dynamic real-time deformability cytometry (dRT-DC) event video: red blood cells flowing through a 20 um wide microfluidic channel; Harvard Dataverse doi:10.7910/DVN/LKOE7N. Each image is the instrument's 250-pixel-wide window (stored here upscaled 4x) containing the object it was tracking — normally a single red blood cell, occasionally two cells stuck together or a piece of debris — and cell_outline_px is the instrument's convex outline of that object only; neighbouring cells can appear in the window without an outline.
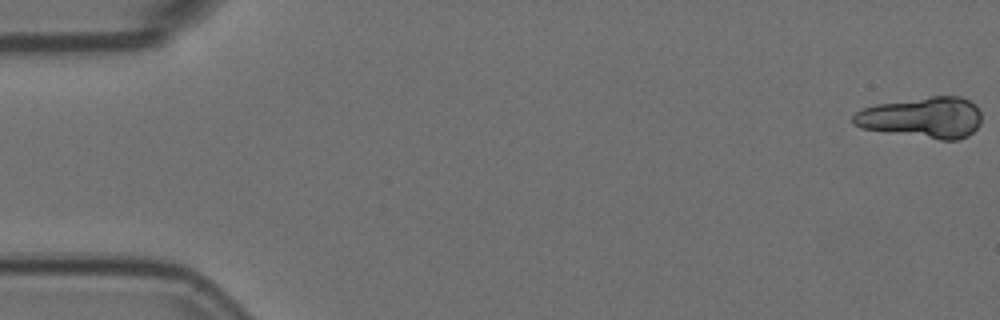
{"species": "Egyptian fruit bat (a non-hibernating species)", "species_latin": "Rousettus aegyptiacus", "temperature_condition": "room temperature", "stored_images_in_passage": 43, "camera_frame_rate_fps": 3000, "um_per_image_px": 0.085, "animal": {"sex": "female"}, "frame": {"image": 1, "passage_image": 1, "time_ms": 0.0, "image_size_px": [1000, 320], "cell_outline_px": [[980, 124], [968, 136], [956, 140], [940, 140], [864, 128], [852, 124], [852, 116], [860, 108], [876, 104], [932, 96], [960, 96], [976, 104], [980, 112]], "centroid_in_image_um": [78.41, 9.98], "position_along_channel_um": 6.6, "area_um2": 30.63}}